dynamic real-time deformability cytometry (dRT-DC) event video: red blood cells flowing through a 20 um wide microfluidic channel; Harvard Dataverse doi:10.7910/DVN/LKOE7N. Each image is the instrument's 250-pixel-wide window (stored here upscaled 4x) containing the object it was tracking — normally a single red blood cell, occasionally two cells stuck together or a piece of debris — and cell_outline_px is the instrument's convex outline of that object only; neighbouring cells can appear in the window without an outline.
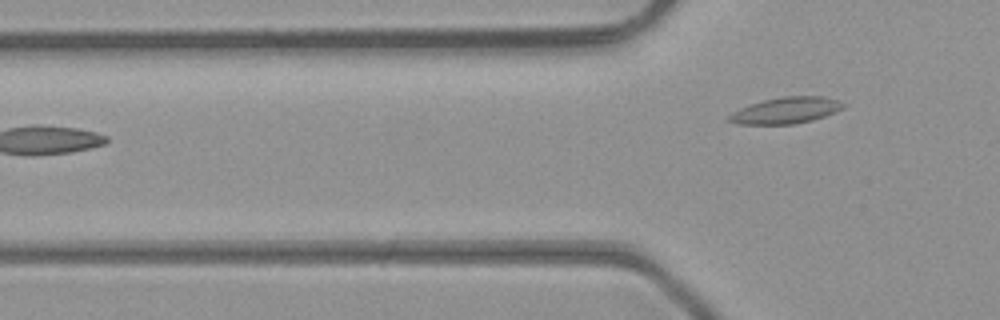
{"species": "common noctule bat (a hibernating species)", "species_latin": "Nyctalus noctula", "temperature_condition": "room temperature", "stored_images_in_passage": 6, "camera_frame_rate_fps": 3000, "um_per_image_px": 0.085, "animal": {"sex": "male", "body_mass_g": 23.1, "forearm_length_mm": 52.7}, "frame": {"image": 1, "passage_image": 6, "time_ms": 1.667, "image_size_px": [1000, 320], "cell_outline_px": [[844, 108], [836, 112], [812, 120], [792, 124], [740, 124], [728, 120], [728, 116], [732, 112], [748, 104], [764, 100], [784, 96], [824, 96], [840, 100], [844, 104]], "centroid_in_image_um": [66.83, 9.37], "position_along_channel_um": 59.0, "area_um2": 17.51}}